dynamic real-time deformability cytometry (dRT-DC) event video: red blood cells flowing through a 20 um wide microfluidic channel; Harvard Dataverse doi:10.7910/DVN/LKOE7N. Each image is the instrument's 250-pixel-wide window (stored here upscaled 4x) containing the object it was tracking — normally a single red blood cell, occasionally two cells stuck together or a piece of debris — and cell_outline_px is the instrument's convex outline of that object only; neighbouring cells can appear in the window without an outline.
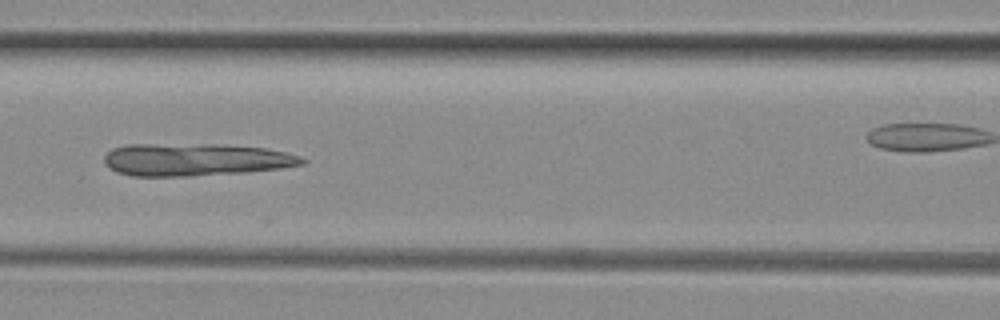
{"species": "common noctule bat (a hibernating species)", "species_latin": "Nyctalus noctula", "temperature_condition": "room temperature", "stored_images_in_passage": 6, "segment_of_instrument_passage": [1, 2], "camera_frame_rate_fps": 3000, "um_per_image_px": 0.085, "animal": {"sex": "female", "body_mass_g": 29.2, "forearm_length_mm": 56.3}, "frame": {"image": 1, "passage_image": 5, "time_ms": 4.333, "image_size_px": [1000, 320], "cell_outline_px": [[308, 160], [304, 164], [280, 168], [244, 172], [188, 176], [132, 176], [116, 172], [108, 168], [104, 164], [104, 156], [112, 148], [128, 144], [224, 144], [264, 148], [288, 152], [300, 156]], "centroid_in_image_um": [16.6, 13.56], "position_along_channel_um": 150.0, "area_um2": 37.8}}